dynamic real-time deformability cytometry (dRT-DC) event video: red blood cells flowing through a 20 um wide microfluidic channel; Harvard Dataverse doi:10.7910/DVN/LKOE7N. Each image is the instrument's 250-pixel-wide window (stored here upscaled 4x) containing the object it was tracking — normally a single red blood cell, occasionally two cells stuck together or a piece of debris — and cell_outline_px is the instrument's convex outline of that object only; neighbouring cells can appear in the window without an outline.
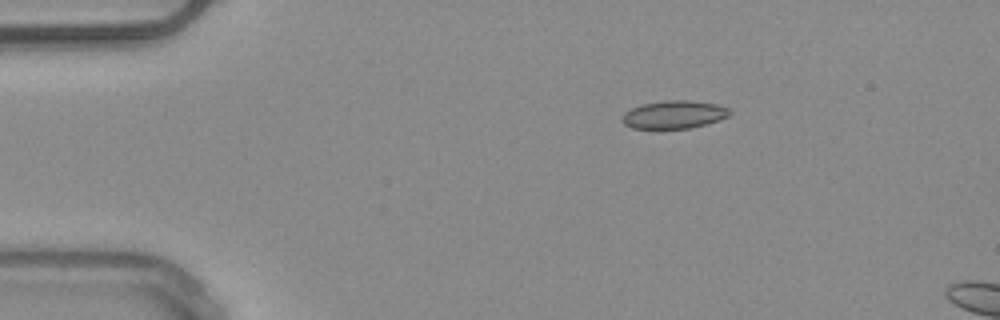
{"species": "common noctule bat (a hibernating species)", "species_latin": "Nyctalus noctula", "temperature_condition": "warm", "stored_images_in_passage": 2, "camera_frame_rate_fps": 3000, "um_per_image_px": 0.085, "animal": {"sex": "male", "body_mass_g": 20.4}, "frame": {"image": 1, "passage_image": 1, "time_ms": 0.0, "image_size_px": [1000, 320], "cell_outline_px": [[732, 112], [728, 116], [704, 124], [688, 128], [632, 128], [624, 124], [620, 120], [624, 112], [632, 108], [644, 104], [668, 100], [688, 100], [720, 104], [728, 108]], "centroid_in_image_um": [57.28, 9.73], "position_along_channel_um": 27.7, "area_um2": 17.34}}